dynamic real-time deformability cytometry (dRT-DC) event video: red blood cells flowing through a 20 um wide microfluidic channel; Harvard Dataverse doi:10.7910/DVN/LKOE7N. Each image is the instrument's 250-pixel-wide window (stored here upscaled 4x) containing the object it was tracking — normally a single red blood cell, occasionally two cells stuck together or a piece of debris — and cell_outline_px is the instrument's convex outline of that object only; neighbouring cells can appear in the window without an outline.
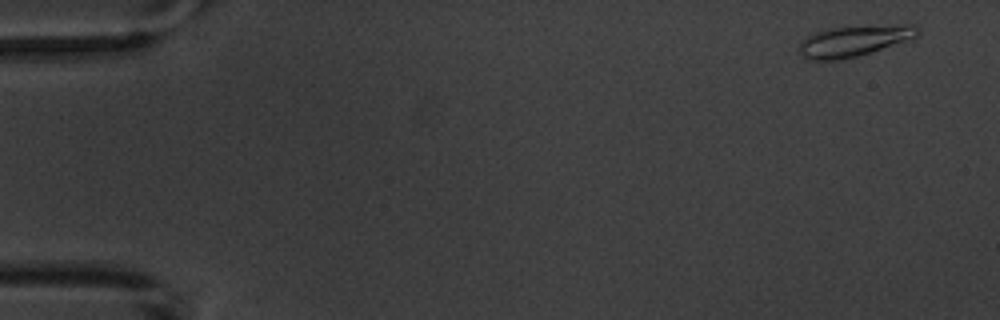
{"species": "common noctule bat (a hibernating species)", "species_latin": "Nyctalus noctula", "temperature_condition": "warm", "stored_images_in_passage": 4, "camera_frame_rate_fps": 3000, "um_per_image_px": 0.085, "animal": {"sex": "male", "body_mass_g": 20.1, "forearm_length_mm": 53.5}, "frame": {"image": 1, "passage_image": 1, "time_ms": 0.0, "image_size_px": [1000, 320], "cell_outline_px": [[920, 32], [916, 36], [844, 60], [808, 60], [796, 48], [804, 36], [812, 32], [832, 28], [904, 24], [916, 24], [920, 28]], "centroid_in_image_um": [72.5, 3.47], "position_along_channel_um": 12.5, "area_um2": 21.15}}